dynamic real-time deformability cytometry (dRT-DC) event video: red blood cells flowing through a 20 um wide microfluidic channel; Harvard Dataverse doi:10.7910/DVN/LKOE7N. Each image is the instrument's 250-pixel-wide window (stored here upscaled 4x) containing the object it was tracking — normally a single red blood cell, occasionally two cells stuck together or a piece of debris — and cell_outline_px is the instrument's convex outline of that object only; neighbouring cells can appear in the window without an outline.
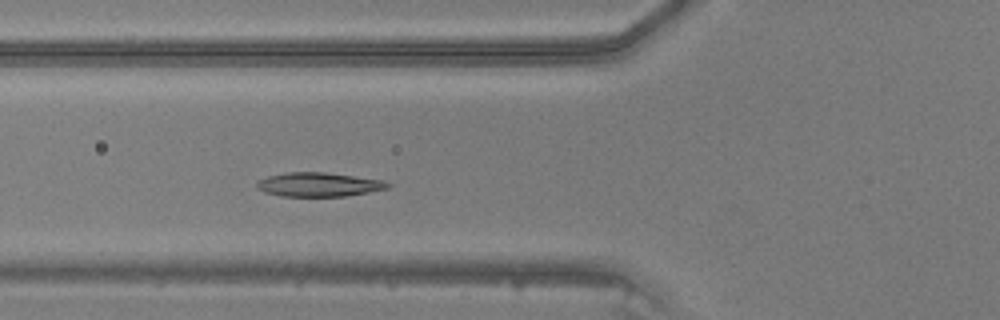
{"species": "common noctule bat (a hibernating species)", "species_latin": "Nyctalus noctula", "temperature_condition": "warm", "stored_images_in_passage": 41, "camera_frame_rate_fps": 3000, "um_per_image_px": 0.085, "animal": {"sex": "male", "body_mass_g": 20.5, "forearm_length_mm": 52.5}, "frame": {"image": 1, "passage_image": 12, "time_ms": 3.667, "image_size_px": [1000, 320], "cell_outline_px": [[392, 184], [388, 188], [368, 192], [344, 196], [280, 196], [264, 192], [256, 188], [256, 184], [260, 180], [268, 176], [288, 172], [324, 172], [384, 180]], "centroid_in_image_um": [27.09, 15.68], "position_along_channel_um": 98.7, "area_um2": 18.26}}
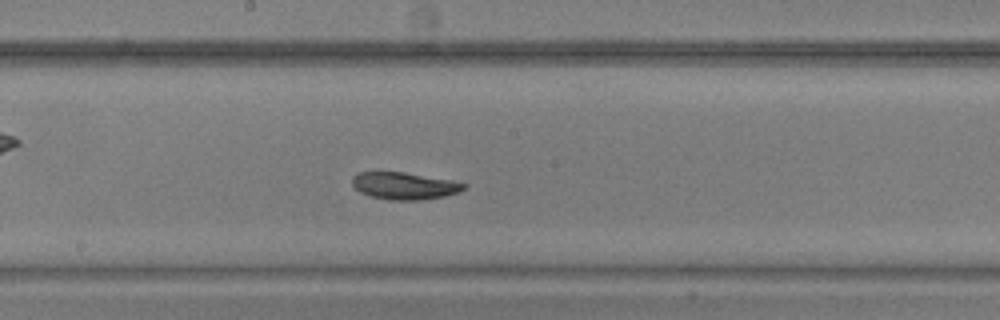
{"frame": {"image": 2, "passage_image": 20, "time_ms": 6.333, "image_size_px": [1000, 320], "cell_outline_px": [[468, 184], [464, 188], [456, 192], [444, 196], [420, 200], [388, 200], [368, 196], [360, 192], [352, 184], [352, 176], [360, 172], [404, 172], [452, 180]], "centroid_in_image_um": [34.34, 15.79], "position_along_channel_um": 213.9, "area_um2": 17.63}}
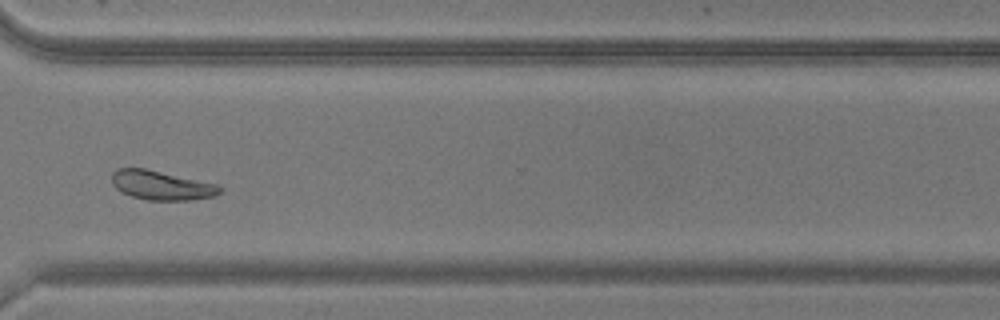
{"frame": {"image": 3, "passage_image": 30, "time_ms": 9.667, "image_size_px": [1000, 320], "cell_outline_px": [[224, 192], [216, 196], [192, 200], [148, 200], [132, 196], [120, 192], [112, 184], [112, 172], [116, 168], [144, 168], [216, 184], [224, 188]], "centroid_in_image_um": [13.74, 15.76], "position_along_channel_um": 356.9, "area_um2": 18.5}}